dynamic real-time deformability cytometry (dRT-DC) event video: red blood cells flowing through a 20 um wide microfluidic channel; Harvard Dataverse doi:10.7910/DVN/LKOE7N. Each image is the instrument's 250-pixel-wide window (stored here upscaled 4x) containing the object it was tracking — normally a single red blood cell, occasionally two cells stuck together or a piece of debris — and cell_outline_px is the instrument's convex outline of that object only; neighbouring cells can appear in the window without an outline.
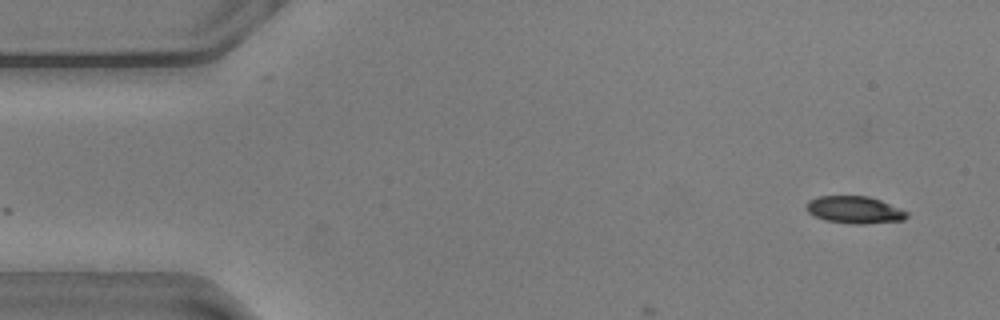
{"species": "common noctule bat (a hibernating species)", "species_latin": "Nyctalus noctula", "temperature_condition": "warm", "stored_images_in_passage": 6, "camera_frame_rate_fps": 3000, "um_per_image_px": 0.085, "animal": {"sex": "male", "body_mass_g": 20.5, "forearm_length_mm": 52.5}, "frame": {"image": 1, "passage_image": 1, "time_ms": 0.0, "image_size_px": [1000, 320], "cell_outline_px": [[908, 216], [904, 220], [864, 224], [852, 224], [824, 220], [812, 216], [804, 208], [804, 204], [808, 200], [820, 196], [868, 196], [880, 200], [900, 208], [908, 212]], "centroid_in_image_um": [72.59, 17.84], "position_along_channel_um": 12.4, "area_um2": 16.18}}